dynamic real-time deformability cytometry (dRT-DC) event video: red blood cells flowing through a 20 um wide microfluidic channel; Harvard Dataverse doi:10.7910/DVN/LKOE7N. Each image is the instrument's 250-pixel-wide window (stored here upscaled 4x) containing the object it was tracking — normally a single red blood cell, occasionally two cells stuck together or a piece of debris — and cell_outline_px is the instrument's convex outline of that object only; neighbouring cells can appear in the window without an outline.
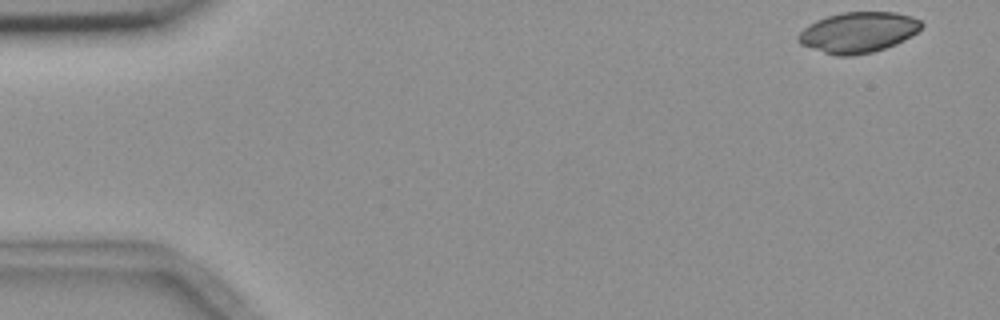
{"species": "common noctule bat (a hibernating species)", "species_latin": "Nyctalus noctula", "temperature_condition": "room temperature", "stored_images_in_passage": 7, "camera_frame_rate_fps": 3000, "um_per_image_px": 0.085, "animal": {"sex": "female", "body_mass_g": 18.4}, "frame": {"image": 1, "passage_image": 1, "time_ms": 0.0, "image_size_px": [1000, 320], "cell_outline_px": [[924, 24], [916, 32], [904, 40], [896, 44], [872, 52], [852, 56], [836, 56], [800, 44], [796, 40], [796, 36], [808, 24], [816, 20], [828, 16], [844, 12], [896, 12], [912, 16], [920, 20]], "centroid_in_image_um": [72.93, 2.74], "position_along_channel_um": 12.1, "area_um2": 29.13}}
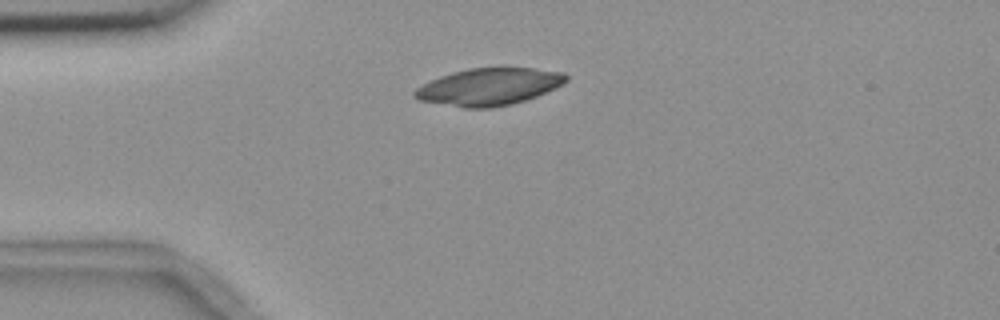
{"frame": {"image": 2, "passage_image": 4, "time_ms": 3.667, "image_size_px": [1000, 320], "cell_outline_px": [[568, 80], [564, 84], [556, 88], [536, 96], [512, 104], [492, 108], [464, 108], [416, 100], [412, 96], [412, 92], [416, 88], [440, 76], [452, 72], [468, 68], [496, 64], [532, 68], [564, 72], [568, 76]], "centroid_in_image_um": [41.57, 7.33], "position_along_channel_um": 43.4, "area_um2": 33.87}}